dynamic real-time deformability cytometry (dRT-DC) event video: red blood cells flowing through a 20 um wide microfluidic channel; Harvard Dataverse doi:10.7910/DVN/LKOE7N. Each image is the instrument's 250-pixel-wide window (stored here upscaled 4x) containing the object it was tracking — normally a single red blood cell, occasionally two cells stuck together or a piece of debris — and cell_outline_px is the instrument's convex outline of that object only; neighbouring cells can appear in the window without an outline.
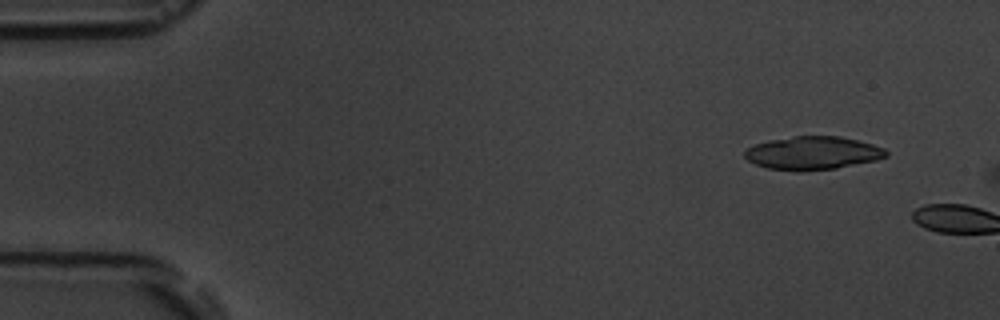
{"species": "common noctule bat (a hibernating species)", "species_latin": "Nyctalus noctula", "temperature_condition": "room temperature", "stored_images_in_passage": 3, "camera_frame_rate_fps": 3000, "um_per_image_px": 0.085, "animal": {"sex": "male", "body_mass_g": 19.5, "forearm_length_mm": 54.6}, "frame": {"image": 1, "passage_image": 2, "time_ms": 1.333, "image_size_px": [1000, 320], "cell_outline_px": [[888, 156], [876, 160], [836, 168], [800, 172], [796, 172], [768, 168], [756, 164], [748, 160], [744, 156], [744, 152], [748, 148], [756, 144], [768, 140], [796, 136], [840, 136], [872, 144], [884, 148], [888, 152]], "centroid_in_image_um": [69.08, 13.02], "position_along_channel_um": 15.9, "area_um2": 27.4}}